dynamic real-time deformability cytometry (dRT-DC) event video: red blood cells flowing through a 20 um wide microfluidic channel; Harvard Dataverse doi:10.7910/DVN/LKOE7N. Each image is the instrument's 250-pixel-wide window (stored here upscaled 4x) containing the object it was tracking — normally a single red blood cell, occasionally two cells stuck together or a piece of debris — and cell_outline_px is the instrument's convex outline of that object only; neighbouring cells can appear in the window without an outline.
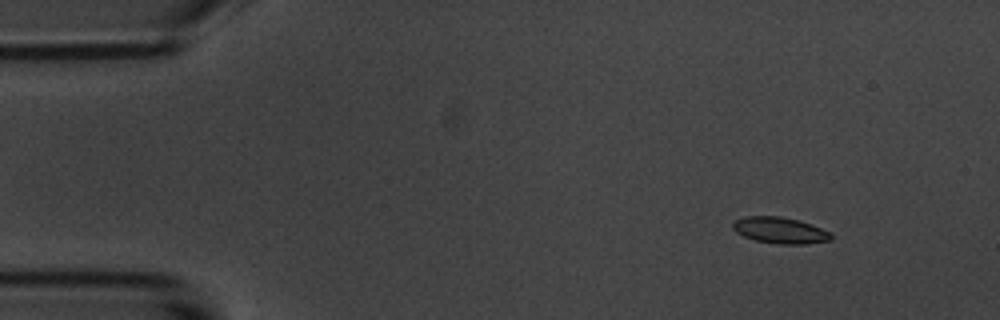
{"species": "common noctule bat (a hibernating species)", "species_latin": "Nyctalus noctula", "temperature_condition": "room temperature", "stored_images_in_passage": 5, "camera_frame_rate_fps": 3000, "um_per_image_px": 0.085, "animal": {"sex": "male", "body_mass_g": 20.1, "forearm_length_mm": 53.5}, "frame": {"image": 1, "passage_image": 2, "time_ms": 1.0, "image_size_px": [1000, 320], "cell_outline_px": [[832, 240], [808, 244], [776, 244], [756, 240], [744, 236], [736, 232], [732, 228], [732, 224], [736, 220], [744, 216], [780, 216], [800, 220], [812, 224], [832, 232]], "centroid_in_image_um": [66.35, 19.57], "position_along_channel_um": 18.7, "area_um2": 15.26}}
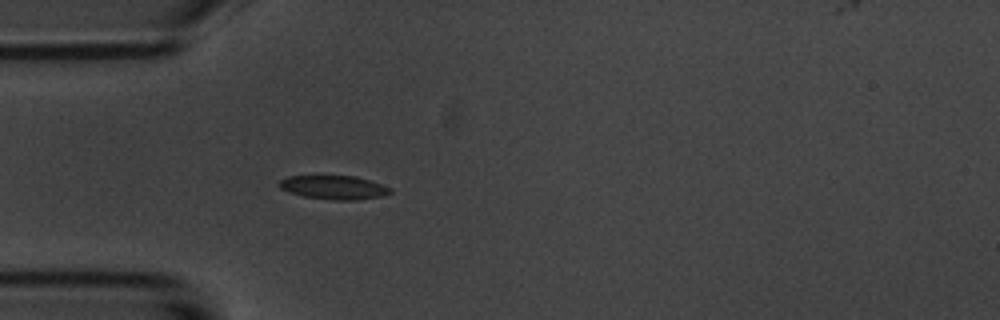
{"frame": {"image": 2, "passage_image": 5, "time_ms": 4.333, "image_size_px": [1000, 320], "cell_outline_px": [[392, 192], [380, 196], [356, 200], [336, 200], [304, 196], [288, 192], [280, 188], [276, 184], [280, 180], [288, 176], [356, 176], [392, 188]], "centroid_in_image_um": [28.34, 15.92], "position_along_channel_um": 56.7, "area_um2": 15.26}}